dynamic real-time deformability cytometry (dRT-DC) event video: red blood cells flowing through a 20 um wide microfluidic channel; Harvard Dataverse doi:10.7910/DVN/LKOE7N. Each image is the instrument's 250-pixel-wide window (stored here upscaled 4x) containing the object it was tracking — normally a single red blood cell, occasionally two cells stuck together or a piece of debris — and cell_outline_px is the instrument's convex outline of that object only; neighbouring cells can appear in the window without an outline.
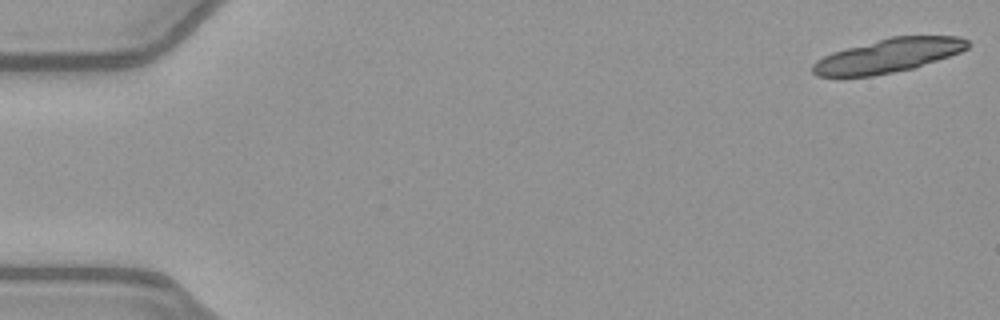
{"species": "common noctule bat (a hibernating species)", "species_latin": "Nyctalus noctula", "temperature_condition": "warm", "stored_images_in_passage": 19, "camera_frame_rate_fps": 3000, "um_per_image_px": 0.085, "animal": {"sex": "female", "body_mass_g": 21.9}, "frame": {"image": 1, "passage_image": 1, "time_ms": 0.0, "image_size_px": [1000, 320], "cell_outline_px": [[972, 44], [968, 48], [960, 52], [912, 68], [872, 76], [840, 80], [816, 76], [812, 72], [812, 64], [816, 60], [832, 52], [892, 36], [960, 36], [968, 40]], "centroid_in_image_um": [75.41, 4.77], "position_along_channel_um": 9.6, "area_um2": 31.1}}